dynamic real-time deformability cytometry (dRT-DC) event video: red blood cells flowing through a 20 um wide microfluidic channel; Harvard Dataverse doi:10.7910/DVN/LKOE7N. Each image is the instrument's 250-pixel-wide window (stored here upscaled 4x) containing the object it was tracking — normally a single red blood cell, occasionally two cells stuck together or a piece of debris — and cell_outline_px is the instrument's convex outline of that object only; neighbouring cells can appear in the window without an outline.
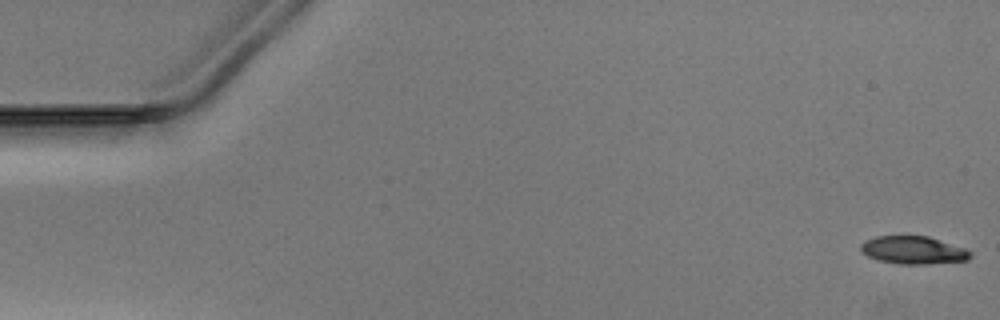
{"species": "Egyptian fruit bat (a non-hibernating species)", "species_latin": "Rousettus aegyptiacus", "temperature_condition": "warm", "stored_images_in_passage": 51, "camera_frame_rate_fps": 3000, "um_per_image_px": 0.085, "animal": {"sex": "male"}, "frame": {"image": 1, "passage_image": 1, "time_ms": 0.0, "image_size_px": [1000, 320], "cell_outline_px": [[972, 256], [968, 260], [928, 264], [900, 264], [880, 260], [868, 256], [860, 252], [860, 244], [864, 240], [876, 236], [928, 236], [964, 248], [972, 252]], "centroid_in_image_um": [77.61, 21.26], "position_along_channel_um": 7.4, "area_um2": 17.8}}
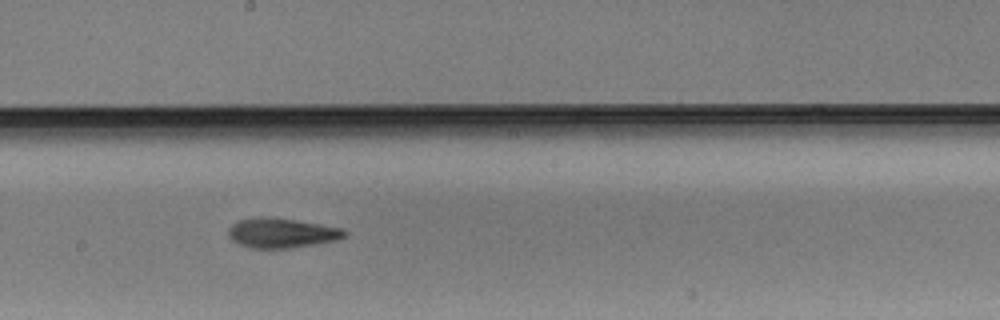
{"frame": {"image": 2, "passage_image": 28, "time_ms": 9.0, "image_size_px": [1000, 320], "cell_outline_px": [[348, 236], [340, 240], [292, 248], [252, 248], [240, 244], [232, 240], [228, 236], [228, 228], [232, 224], [240, 220], [256, 216], [264, 216], [296, 220], [344, 228], [348, 232]], "centroid_in_image_um": [23.99, 19.8], "position_along_channel_um": 224.2, "area_um2": 20.46}}
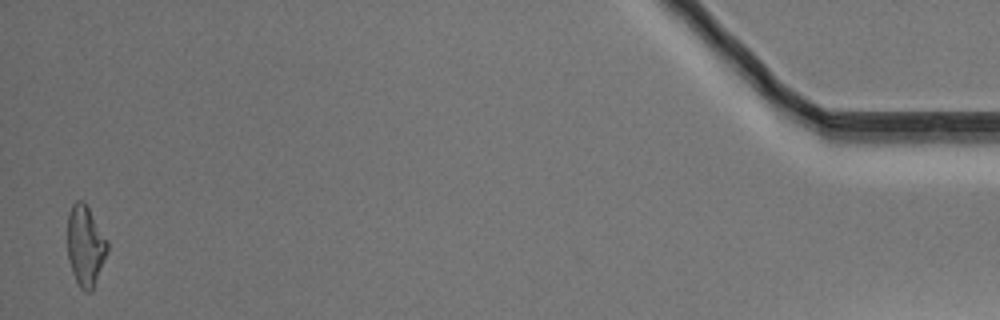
{"frame": {"image": 3, "passage_image": 50, "time_ms": 16.333, "image_size_px": [1000, 320], "cell_outline_px": [[108, 252], [92, 292], [84, 292], [80, 288], [72, 272], [68, 260], [68, 212], [72, 204], [76, 200], [84, 200], [108, 240]], "centroid_in_image_um": [7.27, 20.89], "position_along_channel_um": 427.9, "area_um2": 19.02}}